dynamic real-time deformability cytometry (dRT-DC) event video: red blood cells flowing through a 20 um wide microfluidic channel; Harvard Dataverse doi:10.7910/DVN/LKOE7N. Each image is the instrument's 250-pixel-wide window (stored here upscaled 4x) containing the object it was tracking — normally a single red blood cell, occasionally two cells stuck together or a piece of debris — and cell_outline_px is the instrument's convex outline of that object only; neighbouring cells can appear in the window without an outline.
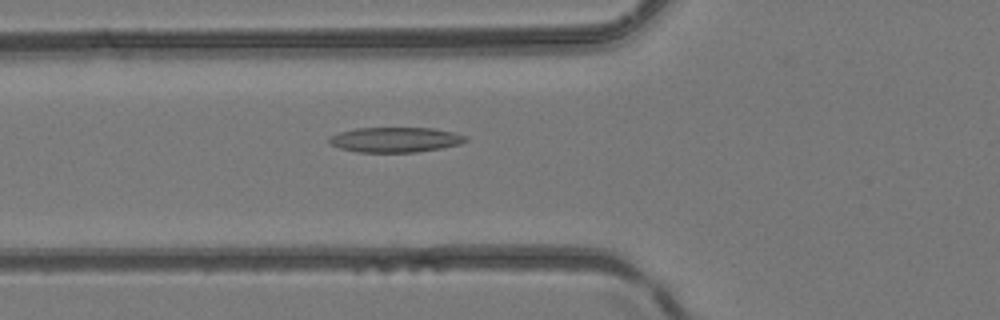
{"species": "common noctule bat (a hibernating species)", "species_latin": "Nyctalus noctula", "temperature_condition": "room temperature", "stored_images_in_passage": 37, "camera_frame_rate_fps": 3000, "um_per_image_px": 0.085, "animal": {"sex": "female", "body_mass_g": 24.6, "forearm_length_mm": 56.2}, "frame": {"image": 1, "passage_image": 8, "time_ms": 2.333, "image_size_px": [1000, 320], "cell_outline_px": [[468, 140], [460, 144], [440, 148], [416, 152], [356, 152], [340, 148], [332, 144], [328, 140], [328, 136], [340, 132], [356, 128], [432, 128], [452, 132], [468, 136]], "centroid_in_image_um": [33.6, 11.87], "position_along_channel_um": 92.2, "area_um2": 19.88}}
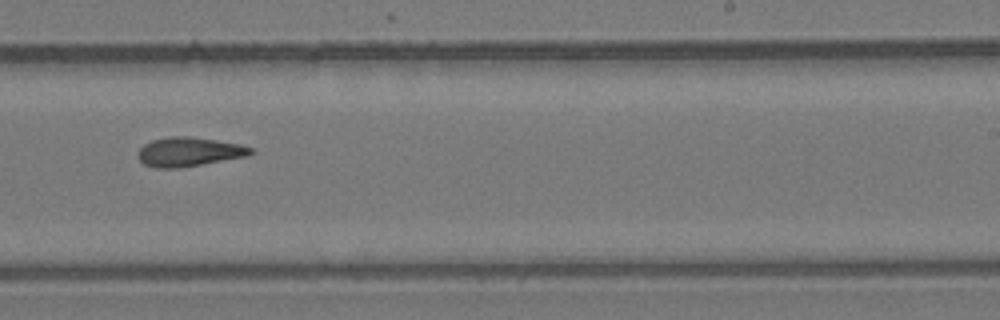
{"frame": {"image": 2, "passage_image": 20, "time_ms": 6.333, "image_size_px": [1000, 320], "cell_outline_px": [[256, 152], [248, 156], [180, 168], [156, 168], [144, 164], [136, 156], [136, 152], [144, 144], [152, 140], [168, 136], [188, 136], [216, 140], [240, 144], [252, 148]], "centroid_in_image_um": [16.05, 12.9], "position_along_channel_um": 272.9, "area_um2": 19.36}}
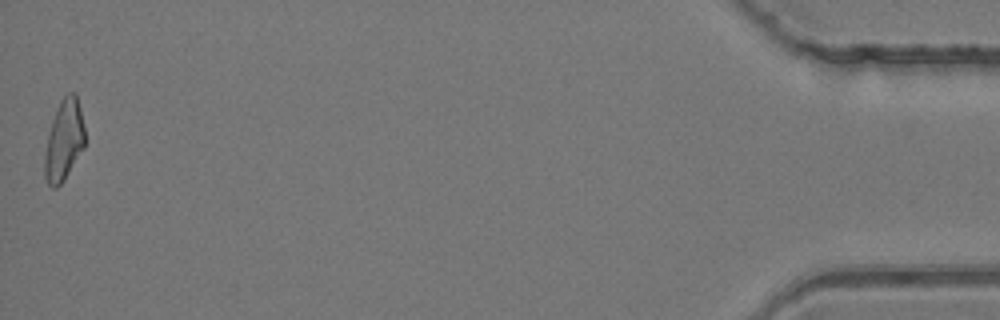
{"frame": {"image": 3, "passage_image": 37, "time_ms": 12.0, "image_size_px": [1000, 320], "cell_outline_px": [[84, 148], [64, 180], [56, 188], [52, 188], [48, 184], [44, 176], [44, 156], [48, 136], [52, 120], [60, 100], [68, 92], [76, 92], [80, 108], [84, 128]], "centroid_in_image_um": [5.43, 11.93], "position_along_channel_um": 429.8, "area_um2": 18.9}}